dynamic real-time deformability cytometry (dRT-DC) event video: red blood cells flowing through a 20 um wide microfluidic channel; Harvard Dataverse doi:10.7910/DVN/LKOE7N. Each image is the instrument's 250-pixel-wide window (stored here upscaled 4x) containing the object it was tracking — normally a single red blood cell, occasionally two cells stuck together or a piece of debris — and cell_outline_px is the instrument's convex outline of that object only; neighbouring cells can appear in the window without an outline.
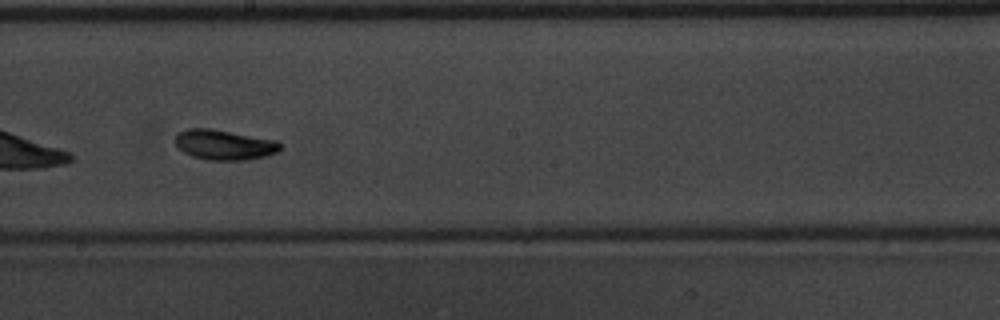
{"species": "common noctule bat (a hibernating species)", "species_latin": "Nyctalus noctula", "temperature_condition": "warm", "stored_images_in_passage": 53, "camera_frame_rate_fps": 3000, "um_per_image_px": 0.085, "animal": {"sex": "male", "body_mass_g": 20.1, "forearm_length_mm": 53.5}, "frame": {"image": 1, "passage_image": 31, "time_ms": 10.0, "image_size_px": [1000, 320], "cell_outline_px": [[280, 152], [248, 160], [208, 160], [192, 156], [184, 152], [176, 144], [176, 136], [180, 132], [188, 128], [212, 128], [276, 140], [280, 144]], "centroid_in_image_um": [19.08, 12.3], "position_along_channel_um": 229.1, "area_um2": 18.38}, "authors_computed_cell_mechanics": {"area_um2": 17.5712, "velocity_mm_per_s": 3.9013, "shape_relaxation_time_tau1_ms": 3.3625, "shape_relaxation_time_tau2_ms": 2.3375, "deformation_change_tau1": 0.1499, "deformation_change_tau2": 0.0748}}